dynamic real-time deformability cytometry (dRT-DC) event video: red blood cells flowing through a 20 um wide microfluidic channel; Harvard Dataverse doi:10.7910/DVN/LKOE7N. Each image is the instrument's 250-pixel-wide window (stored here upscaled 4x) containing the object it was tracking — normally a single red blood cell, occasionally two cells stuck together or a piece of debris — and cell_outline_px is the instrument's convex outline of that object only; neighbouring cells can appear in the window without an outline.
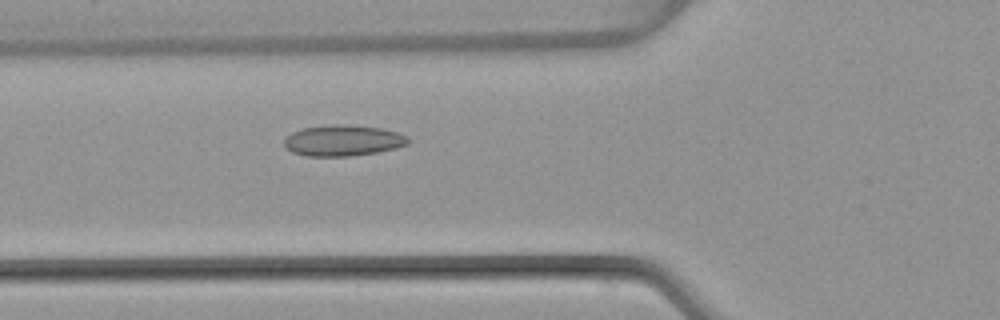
{"species": "common noctule bat (a hibernating species)", "species_latin": "Nyctalus noctula", "temperature_condition": "warm", "stored_images_in_passage": 51, "camera_frame_rate_fps": 3000, "um_per_image_px": 0.085, "animal": {"sex": "female", "body_mass_g": 22.7, "forearm_length_mm": 54.2}, "frame": {"image": 1, "passage_image": 19, "time_ms": 6.0, "image_size_px": [1000, 320], "cell_outline_px": [[408, 144], [396, 148], [376, 152], [352, 156], [308, 156], [292, 152], [284, 144], [284, 140], [292, 132], [304, 128], [332, 124], [348, 124], [380, 128], [396, 132], [408, 136]], "centroid_in_image_um": [29.16, 11.94], "position_along_channel_um": 96.6, "area_um2": 22.25}}
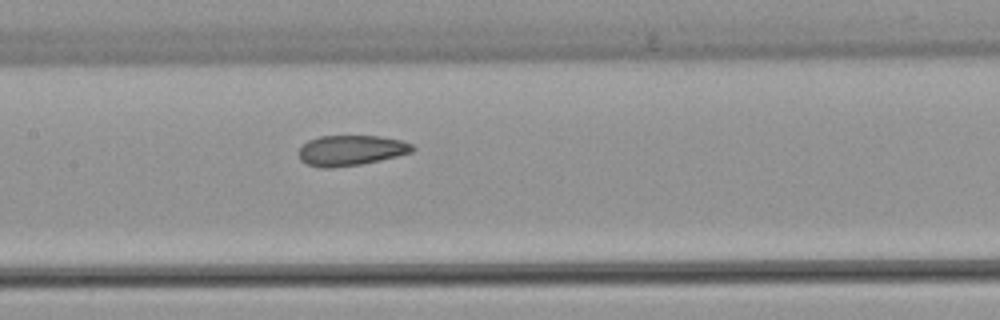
{"frame": {"image": 2, "passage_image": 25, "time_ms": 8.0, "image_size_px": [1000, 320], "cell_outline_px": [[416, 148], [412, 152], [380, 160], [360, 164], [332, 168], [320, 168], [308, 164], [300, 160], [296, 152], [308, 140], [320, 136], [380, 136], [400, 140], [412, 144]], "centroid_in_image_um": [29.8, 12.78], "position_along_channel_um": 177.6, "area_um2": 20.17}}
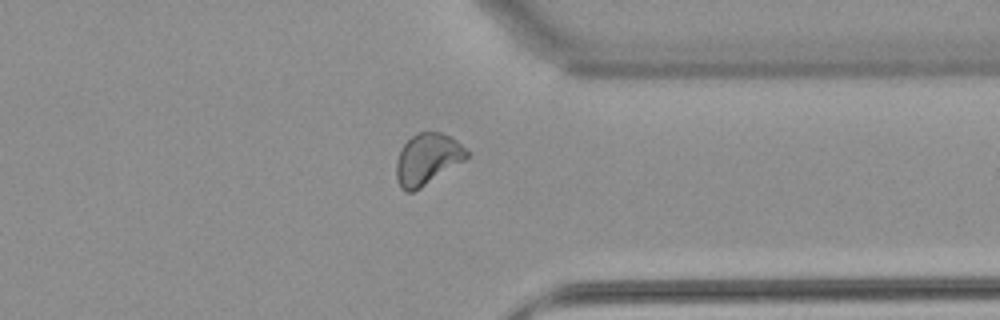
{"frame": {"image": 3, "passage_image": 40, "time_ms": 13.0, "image_size_px": [1000, 320], "cell_outline_px": [[468, 156], [464, 160], [420, 188], [412, 192], [404, 192], [400, 188], [396, 176], [396, 160], [400, 148], [416, 132], [440, 132], [456, 140], [468, 152]], "centroid_in_image_um": [36.27, 13.53], "position_along_channel_um": 375.1, "area_um2": 20.81}, "authors_computed_cell_mechanics": {"area_um2": 21.0392, "velocity_mm_per_s": 4.0209, "shape_relaxation_time_tau1_ms": null, "shape_relaxation_time_tau2_ms": 1.8919, "deformation_change_tau1": null, "deformation_change_tau2": 0.0692}}